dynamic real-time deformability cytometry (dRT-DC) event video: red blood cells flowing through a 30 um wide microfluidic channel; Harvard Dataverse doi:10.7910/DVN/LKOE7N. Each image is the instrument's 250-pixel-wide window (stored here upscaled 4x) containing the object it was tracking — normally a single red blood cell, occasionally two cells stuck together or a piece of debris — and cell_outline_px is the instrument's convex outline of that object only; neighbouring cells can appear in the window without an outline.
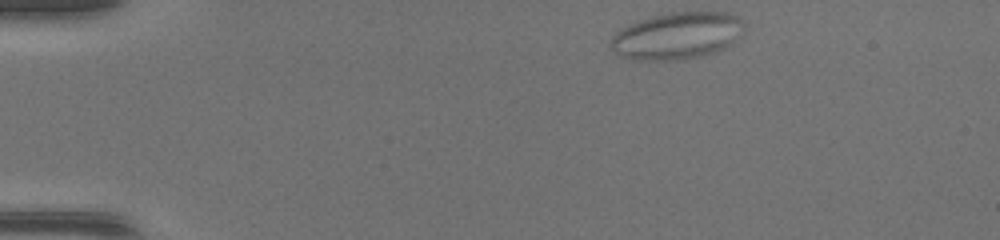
{"species": "common noctule bat (a hibernating species)", "species_latin": "Nyctalus noctula", "temperature_condition": "warm", "stored_images_in_passage": 39, "camera_frame_rate_fps": 3000, "um_per_image_px": 0.085, "animal": {"sex": "female", "body_mass_g": 17.0, "forearm_length_mm": 48.0}, "frame": {"image": 1, "passage_image": 1, "time_ms": 0.0, "image_size_px": [1000, 240], "cell_outline_px": [[744, 24], [728, 44], [724, 48], [712, 52], [696, 56], [672, 60], [648, 60], [624, 56], [616, 52], [612, 48], [612, 36], [624, 28], [632, 24], [668, 12], [728, 12], [740, 16]], "centroid_in_image_um": [57.57, 3.01], "position_along_channel_um": 27.4, "area_um2": 34.97}}
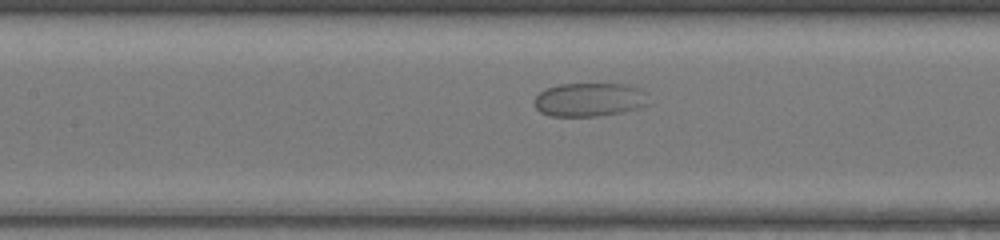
{"frame": {"image": 2, "passage_image": 16, "time_ms": 5.0, "image_size_px": [1000, 240], "cell_outline_px": [[648, 104], [624, 112], [596, 116], [548, 116], [540, 112], [536, 108], [532, 100], [544, 88], [560, 84], [628, 84], [644, 92]], "centroid_in_image_um": [50.03, 8.47], "position_along_channel_um": 157.4, "area_um2": 22.43}}
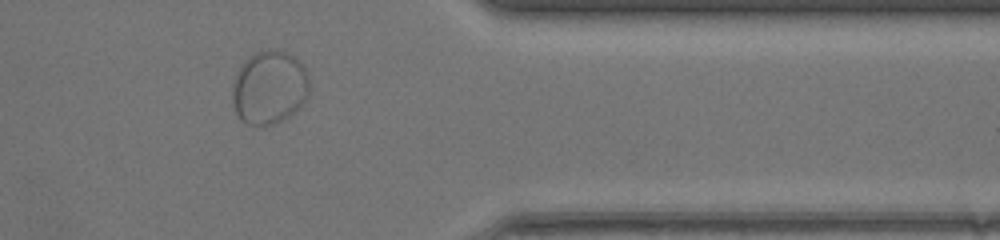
{"frame": {"image": 3, "passage_image": 33, "time_ms": 10.667, "image_size_px": [1000, 240], "cell_outline_px": [[308, 96], [288, 116], [272, 124], [248, 124], [240, 120], [236, 112], [232, 100], [232, 88], [236, 76], [244, 60], [248, 56], [256, 52], [268, 48], [276, 48], [288, 52], [296, 56], [300, 60], [308, 72]], "centroid_in_image_um": [22.89, 7.37], "position_along_channel_um": 388.5, "area_um2": 33.0}}